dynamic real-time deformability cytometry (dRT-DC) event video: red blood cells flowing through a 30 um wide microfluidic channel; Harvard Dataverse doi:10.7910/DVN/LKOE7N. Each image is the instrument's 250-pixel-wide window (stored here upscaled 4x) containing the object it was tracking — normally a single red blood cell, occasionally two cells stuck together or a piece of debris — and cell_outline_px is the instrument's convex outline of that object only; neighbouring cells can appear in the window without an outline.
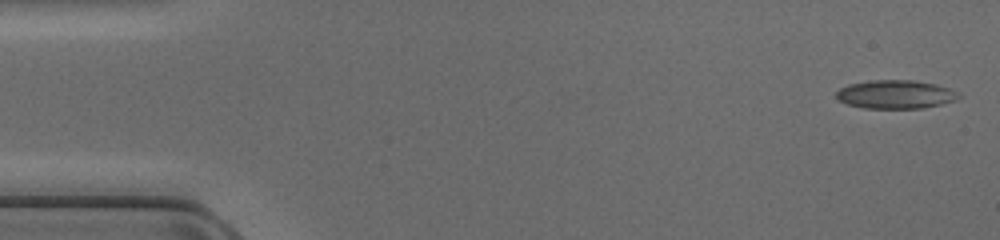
{"species": "common noctule bat (a hibernating species)", "species_latin": "Nyctalus noctula", "temperature_condition": "cold", "stored_images_in_passage": 47, "segment_of_instrument_passage": [1, 2], "camera_frame_rate_fps": 3000, "um_per_image_px": 0.085, "animal": {"sex": "female", "body_mass_g": 17.0, "forearm_length_mm": 48.0}, "frame": {"image": 1, "passage_image": 1, "time_ms": 0.0, "image_size_px": [1000, 240], "cell_outline_px": [[960, 96], [956, 100], [924, 108], [864, 108], [848, 104], [836, 100], [836, 92], [840, 88], [848, 84], [868, 80], [916, 80], [936, 84], [960, 92]], "centroid_in_image_um": [76.11, 8.01], "position_along_channel_um": 8.9, "area_um2": 20.52}}
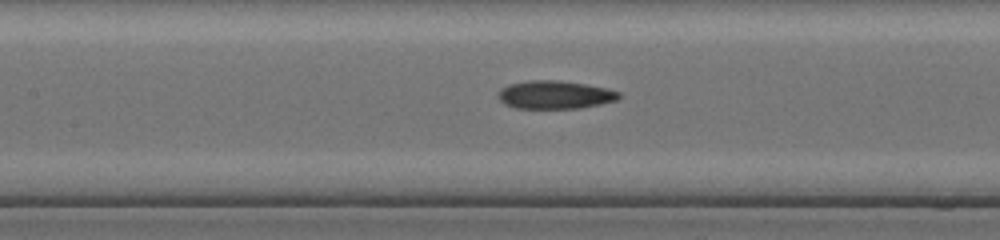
{"frame": {"image": 2, "passage_image": 21, "time_ms": 6.667, "image_size_px": [1000, 240], "cell_outline_px": [[620, 96], [616, 100], [600, 104], [580, 108], [516, 108], [504, 104], [500, 100], [500, 88], [508, 84], [532, 80], [560, 80], [608, 88], [620, 92]], "centroid_in_image_um": [47.18, 8.05], "position_along_channel_um": 160.2, "area_um2": 19.71}}
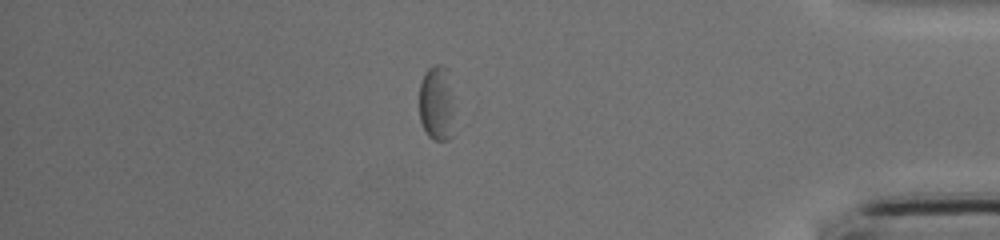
{"frame": {"image": 3, "passage_image": 40, "time_ms": 13.0, "image_size_px": [1000, 240], "cell_outline_px": [[452, 136], [448, 140], [432, 140], [428, 136], [420, 120], [420, 84], [424, 72], [428, 68], [436, 64], [440, 64], [448, 68], [452, 96]], "centroid_in_image_um": [37.1, 8.75], "position_along_channel_um": 398.1, "area_um2": 15.43}}